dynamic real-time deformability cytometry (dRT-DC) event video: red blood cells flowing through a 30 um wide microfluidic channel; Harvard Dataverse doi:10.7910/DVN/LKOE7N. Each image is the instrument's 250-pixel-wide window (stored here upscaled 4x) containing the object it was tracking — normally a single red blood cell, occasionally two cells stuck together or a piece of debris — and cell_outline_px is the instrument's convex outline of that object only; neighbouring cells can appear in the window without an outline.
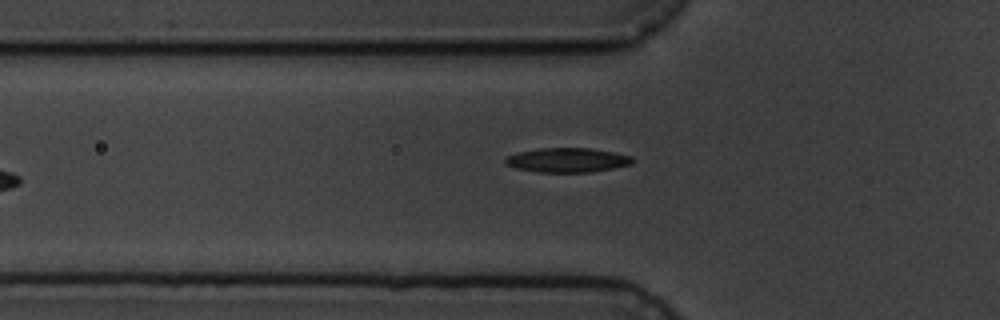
{"species": "common noctule bat (a hibernating species)", "species_latin": "Nyctalus noctula", "temperature_condition": "cold", "stored_images_in_passage": 3, "camera_frame_rate_fps": 3000, "um_per_image_px": 0.085, "animal": {"sex": "male", "body_mass_g": 19.5, "forearm_length_mm": 54.6}, "frame": {"image": 1, "passage_image": 3, "time_ms": 3.333, "image_size_px": [1000, 320], "cell_outline_px": [[636, 160], [632, 164], [592, 172], [536, 172], [516, 168], [508, 164], [504, 160], [504, 156], [516, 152], [540, 148], [588, 148], [612, 152], [632, 156]], "centroid_in_image_um": [48.21, 13.6], "position_along_channel_um": 77.6, "area_um2": 18.15}}